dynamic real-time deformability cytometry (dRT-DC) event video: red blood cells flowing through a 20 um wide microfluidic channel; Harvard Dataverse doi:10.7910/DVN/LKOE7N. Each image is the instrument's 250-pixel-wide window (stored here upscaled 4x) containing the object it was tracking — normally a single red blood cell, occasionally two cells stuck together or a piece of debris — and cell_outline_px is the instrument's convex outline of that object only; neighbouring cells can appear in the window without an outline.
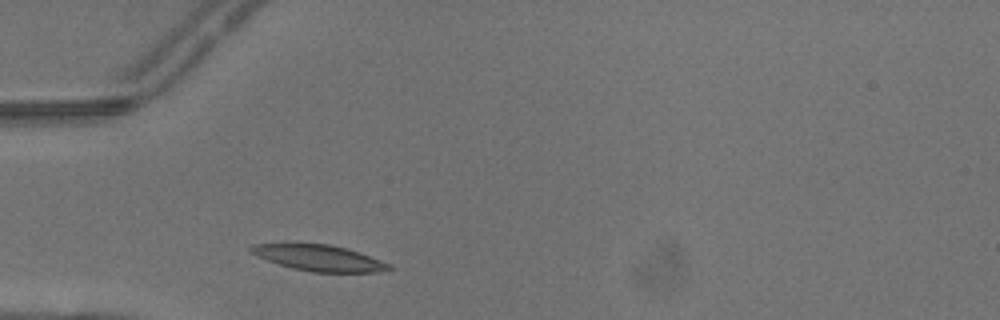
{"species": "common noctule bat (a hibernating species)", "species_latin": "Nyctalus noctula", "temperature_condition": "warm", "stored_images_in_passage": 1, "camera_frame_rate_fps": 3000, "um_per_image_px": 0.085, "animal": {"sex": "male", "body_mass_g": 13.3}, "frame": {"image": 1, "passage_image": 1, "time_ms": 0.0, "image_size_px": [1000, 320], "cell_outline_px": [[396, 268], [376, 272], [312, 272], [292, 268], [256, 256], [248, 248], [252, 244], [284, 240], [328, 244], [360, 252], [392, 264]], "centroid_in_image_um": [27.04, 21.87], "position_along_channel_um": 58.0, "area_um2": 21.85}}